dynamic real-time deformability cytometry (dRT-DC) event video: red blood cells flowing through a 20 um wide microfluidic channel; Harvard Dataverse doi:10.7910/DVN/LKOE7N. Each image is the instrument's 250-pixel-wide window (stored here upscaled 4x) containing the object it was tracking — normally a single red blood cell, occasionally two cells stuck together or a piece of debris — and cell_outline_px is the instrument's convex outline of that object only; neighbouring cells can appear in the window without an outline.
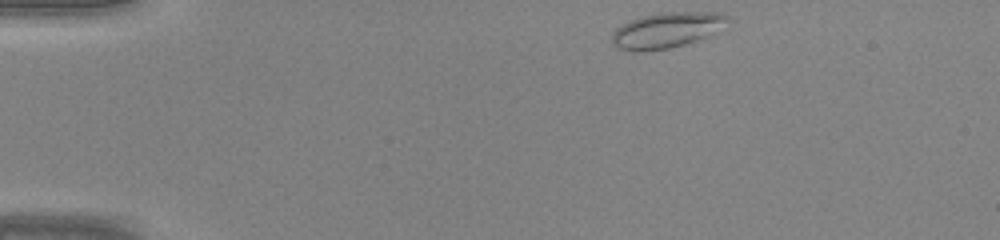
{"species": "common noctule bat (a hibernating species)", "species_latin": "Nyctalus noctula", "temperature_condition": "warm", "stored_images_in_passage": 38, "camera_frame_rate_fps": 3000, "um_per_image_px": 0.085, "animal": {"sex": "male", "body_mass_g": 20.0, "forearm_length_mm": 53.3}, "frame": {"image": 1, "passage_image": 1, "time_ms": 0.0, "image_size_px": [1000, 240], "cell_outline_px": [[732, 24], [712, 36], [684, 44], [668, 48], [636, 52], [632, 52], [616, 48], [612, 44], [612, 32], [616, 28], [632, 20], [644, 16], [660, 12], [720, 12], [728, 16]], "centroid_in_image_um": [56.77, 2.56], "position_along_channel_um": 28.2, "area_um2": 24.51}}
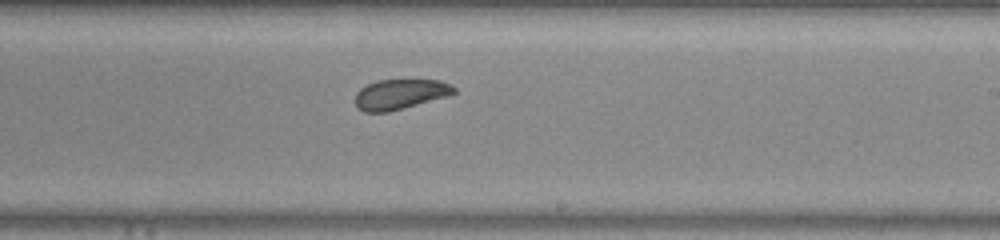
{"frame": {"image": 2, "passage_image": 21, "time_ms": 6.667, "image_size_px": [1000, 240], "cell_outline_px": [[456, 92], [452, 96], [388, 112], [364, 112], [356, 104], [356, 92], [360, 88], [376, 80], [440, 80], [456, 88]], "centroid_in_image_um": [34.06, 8.01], "position_along_channel_um": 254.9, "area_um2": 17.46}}
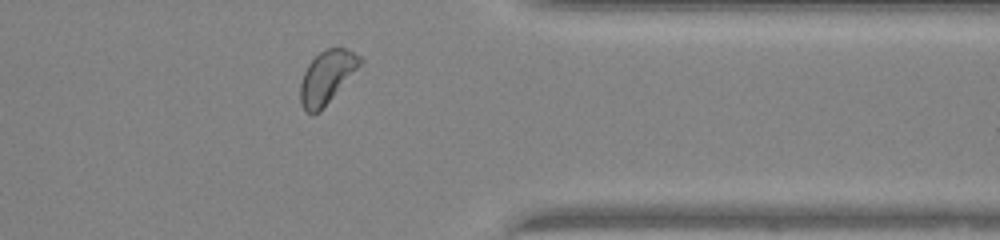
{"frame": {"image": 3, "passage_image": 30, "time_ms": 9.667, "image_size_px": [1000, 240], "cell_outline_px": [[364, 60], [320, 112], [312, 116], [304, 112], [300, 104], [300, 84], [304, 72], [308, 64], [324, 48], [348, 48], [360, 56]], "centroid_in_image_um": [27.75, 6.58], "position_along_channel_um": 383.7, "area_um2": 18.44}}